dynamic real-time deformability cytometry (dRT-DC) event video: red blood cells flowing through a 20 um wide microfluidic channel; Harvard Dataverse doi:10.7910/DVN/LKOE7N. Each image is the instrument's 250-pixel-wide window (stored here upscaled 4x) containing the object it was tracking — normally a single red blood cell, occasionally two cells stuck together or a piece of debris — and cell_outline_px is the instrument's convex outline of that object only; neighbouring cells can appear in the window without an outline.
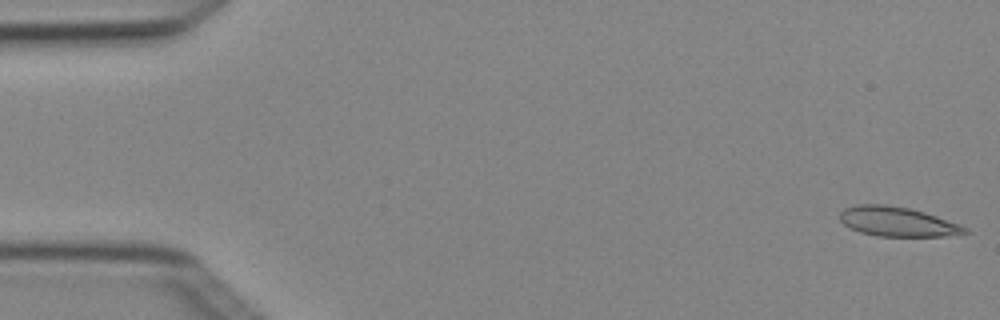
{"species": "Egyptian fruit bat (a non-hibernating species)", "species_latin": "Rousettus aegyptiacus", "temperature_condition": "cold", "stored_images_in_passage": 7, "camera_frame_rate_fps": 3000, "um_per_image_px": 0.085, "animal": {"sex": "female"}, "frame": {"image": 1, "passage_image": 1, "time_ms": 0.0, "image_size_px": [1000, 320], "cell_outline_px": [[972, 232], [944, 236], [876, 236], [860, 232], [844, 224], [840, 220], [840, 212], [844, 208], [856, 204], [884, 204], [908, 208], [924, 212], [960, 224], [968, 228]], "centroid_in_image_um": [76.29, 18.84], "position_along_channel_um": 8.7, "area_um2": 21.5}}
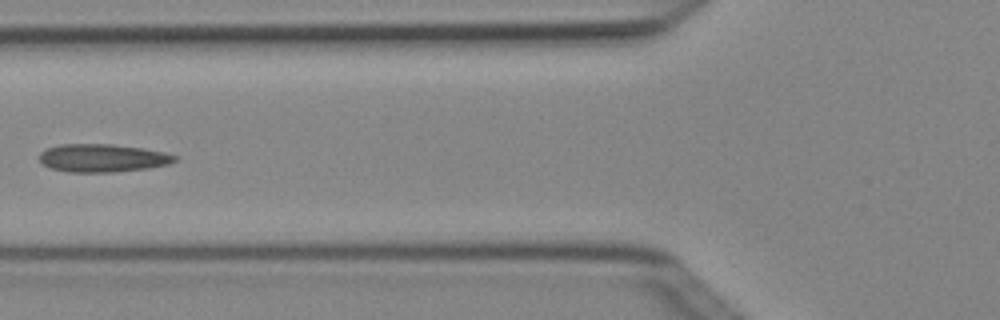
{"frame": {"image": 2, "passage_image": 6, "time_ms": 1.667, "image_size_px": [1000, 320], "cell_outline_px": [[180, 156], [176, 160], [168, 164], [148, 168], [116, 172], [68, 172], [52, 168], [44, 164], [40, 160], [40, 152], [48, 148], [60, 144], [112, 144], [144, 148], [164, 152]], "centroid_in_image_um": [8.76, 13.43], "position_along_channel_um": 117.0, "area_um2": 22.14}}
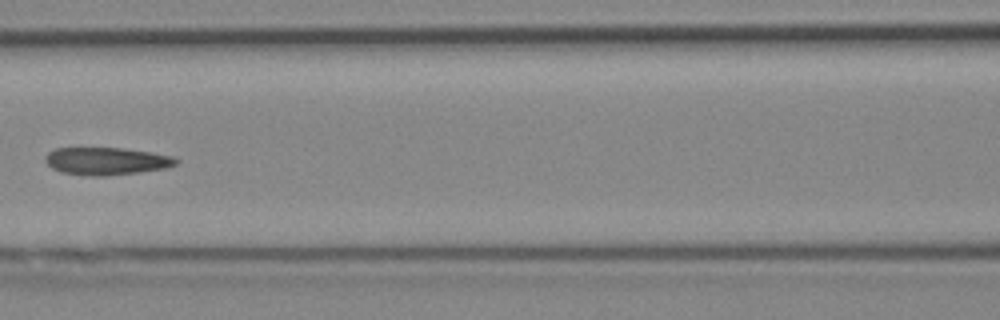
{"frame": {"image": 3, "passage_image": 7, "time_ms": 2.0, "image_size_px": [1000, 320], "cell_outline_px": [[180, 160], [176, 164], [164, 168], [140, 172], [104, 176], [92, 176], [60, 172], [52, 168], [44, 160], [44, 156], [48, 152], [56, 148], [120, 148], [152, 152], [172, 156]], "centroid_in_image_um": [9.03, 13.69], "position_along_channel_um": 157.6, "area_um2": 20.98}}